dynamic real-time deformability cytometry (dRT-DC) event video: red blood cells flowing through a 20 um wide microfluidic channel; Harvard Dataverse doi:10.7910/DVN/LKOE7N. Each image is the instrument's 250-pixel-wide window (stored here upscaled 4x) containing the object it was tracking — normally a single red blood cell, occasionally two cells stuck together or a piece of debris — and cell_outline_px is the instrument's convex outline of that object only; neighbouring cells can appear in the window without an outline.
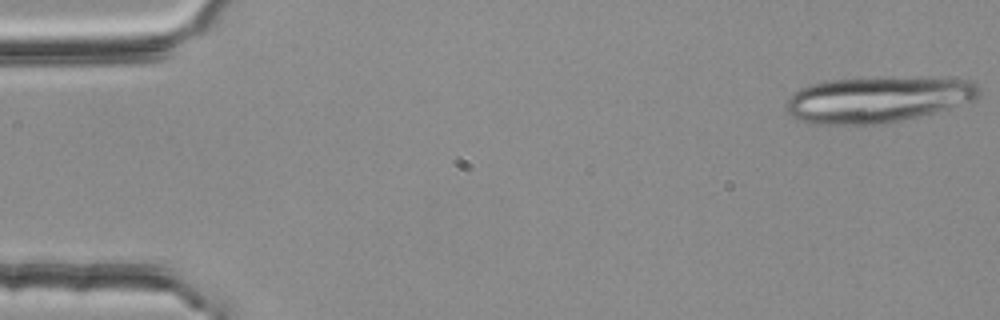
{"species": "common noctule bat (a hibernating species)", "species_latin": "Nyctalus noctula", "temperature_condition": "room temperature", "stored_images_in_passage": 18, "camera_frame_rate_fps": 3000, "um_per_image_px": 0.085, "animal": {"sex": "female", "body_mass_g": 25.1}, "frame": {"image": 1, "passage_image": 1, "time_ms": 0.0, "image_size_px": [1000, 320], "cell_outline_px": [[980, 96], [976, 100], [936, 112], [888, 124], [808, 124], [796, 120], [784, 108], [784, 104], [792, 92], [808, 84], [832, 80], [916, 76], [928, 76], [972, 80], [980, 88]], "centroid_in_image_um": [74.62, 8.45], "position_along_channel_um": 10.4, "area_um2": 52.89}}